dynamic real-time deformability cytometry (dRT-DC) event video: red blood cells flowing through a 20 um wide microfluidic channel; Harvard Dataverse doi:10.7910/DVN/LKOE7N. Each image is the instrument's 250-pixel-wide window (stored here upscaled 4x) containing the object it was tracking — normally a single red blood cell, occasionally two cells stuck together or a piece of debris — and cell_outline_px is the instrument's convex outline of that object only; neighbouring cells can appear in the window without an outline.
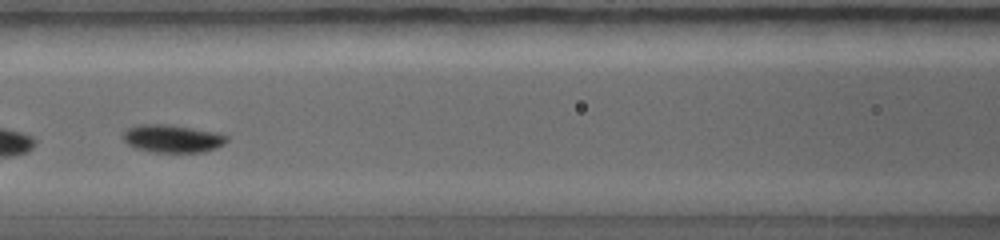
{"species": "common noctule bat (a hibernating species)", "species_latin": "Nyctalus noctula", "temperature_condition": "warm", "stored_images_in_passage": 5, "camera_frame_rate_fps": 5000, "um_per_image_px": 0.085, "animal": {"sex": "female", "body_mass_g": 19.0, "forearm_length_mm": 56.7}, "frame": {"image": 1, "passage_image": 3, "time_ms": 1.4, "image_size_px": [1000, 240], "cell_outline_px": [[228, 140], [224, 144], [216, 148], [204, 152], [152, 152], [136, 148], [128, 144], [120, 136], [128, 128], [136, 124], [168, 124], [216, 132], [228, 136]], "centroid_in_image_um": [14.64, 11.77], "position_along_channel_um": 152.0, "area_um2": 16.94}}
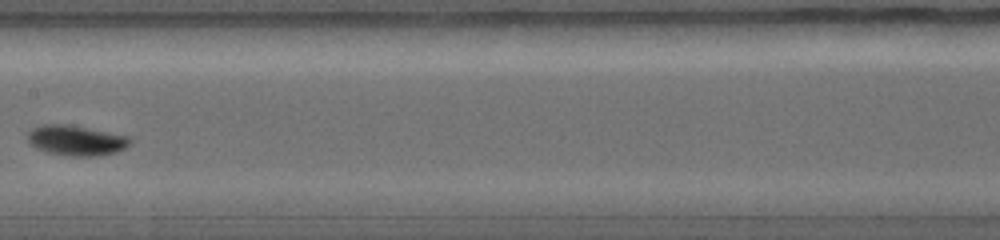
{"frame": {"image": 2, "passage_image": 4, "time_ms": 2.2, "image_size_px": [1000, 240], "cell_outline_px": [[132, 144], [116, 152], [100, 156], [68, 156], [48, 152], [36, 148], [28, 144], [28, 132], [32, 128], [40, 124], [64, 124], [88, 128], [128, 136], [132, 140]], "centroid_in_image_um": [6.46, 11.94], "position_along_channel_um": 200.9, "area_um2": 18.15}}
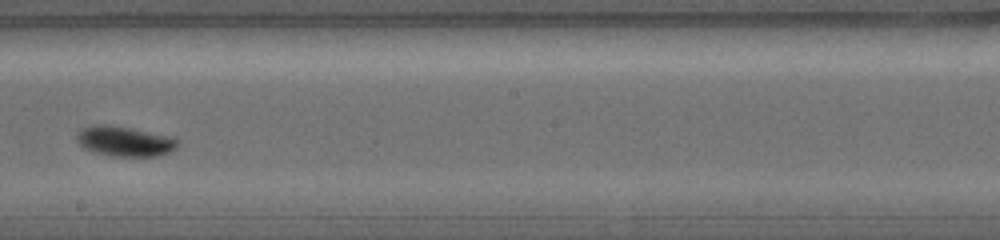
{"frame": {"image": 3, "passage_image": 5, "time_ms": 2.8, "image_size_px": [1000, 240], "cell_outline_px": [[180, 144], [176, 148], [160, 156], [112, 156], [92, 152], [84, 148], [76, 140], [76, 132], [84, 128], [100, 124], [104, 124], [176, 136], [180, 140]], "centroid_in_image_um": [10.65, 12.01], "position_along_channel_um": 237.5, "area_um2": 17.86}}